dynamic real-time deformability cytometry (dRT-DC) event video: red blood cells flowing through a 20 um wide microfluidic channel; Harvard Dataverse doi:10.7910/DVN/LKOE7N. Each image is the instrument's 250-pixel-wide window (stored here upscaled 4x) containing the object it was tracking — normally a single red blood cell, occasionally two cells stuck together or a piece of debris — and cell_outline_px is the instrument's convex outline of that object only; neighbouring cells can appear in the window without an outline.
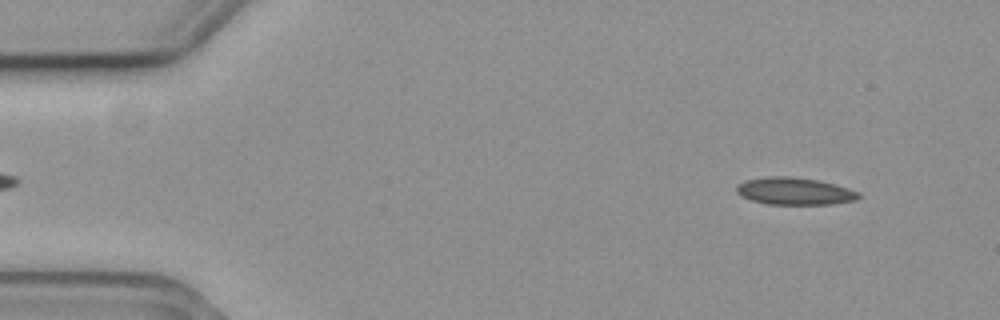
{"species": "common noctule bat (a hibernating species)", "species_latin": "Nyctalus noctula", "temperature_condition": "cold", "stored_images_in_passage": 56, "camera_frame_rate_fps": 3000, "um_per_image_px": 0.085, "animal": {"sex": "female", "body_mass_g": 19.3, "forearm_length_mm": 54.1}, "frame": {"image": 1, "passage_image": 6, "time_ms": 1.667, "image_size_px": [1000, 320], "cell_outline_px": [[860, 196], [856, 200], [832, 204], [768, 204], [752, 200], [736, 192], [736, 188], [744, 180], [768, 176], [788, 176], [820, 180], [848, 188], [860, 192]], "centroid_in_image_um": [67.57, 16.24], "position_along_channel_um": 17.4, "area_um2": 19.31}}
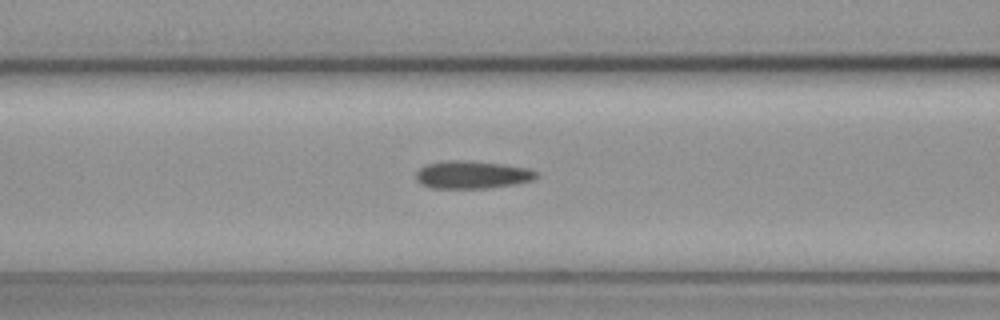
{"frame": {"image": 2, "passage_image": 23, "time_ms": 7.333, "image_size_px": [1000, 320], "cell_outline_px": [[540, 176], [532, 180], [516, 184], [488, 188], [432, 188], [420, 184], [416, 180], [416, 172], [424, 164], [448, 160], [464, 160], [504, 164], [528, 168], [536, 172]], "centroid_in_image_um": [40.12, 14.85], "position_along_channel_um": 126.5, "area_um2": 19.65}}
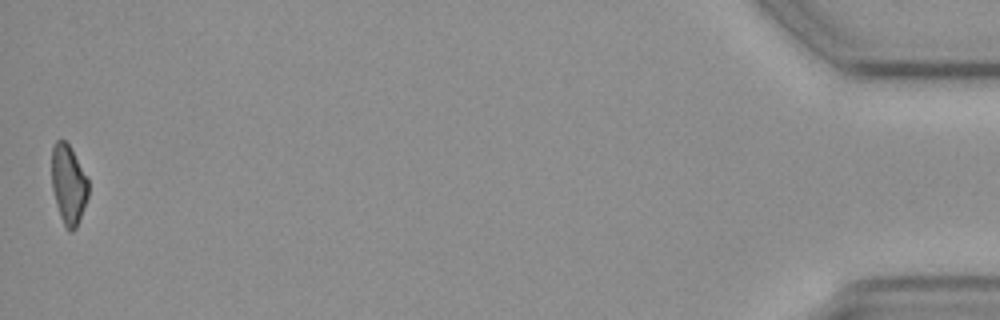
{"frame": {"image": 3, "passage_image": 56, "time_ms": 18.333, "image_size_px": [1000, 320], "cell_outline_px": [[88, 196], [76, 228], [72, 232], [68, 232], [60, 216], [56, 204], [52, 188], [52, 144], [56, 140], [64, 140], [68, 144], [88, 176]], "centroid_in_image_um": [5.82, 15.67], "position_along_channel_um": 429.4, "area_um2": 16.99}}